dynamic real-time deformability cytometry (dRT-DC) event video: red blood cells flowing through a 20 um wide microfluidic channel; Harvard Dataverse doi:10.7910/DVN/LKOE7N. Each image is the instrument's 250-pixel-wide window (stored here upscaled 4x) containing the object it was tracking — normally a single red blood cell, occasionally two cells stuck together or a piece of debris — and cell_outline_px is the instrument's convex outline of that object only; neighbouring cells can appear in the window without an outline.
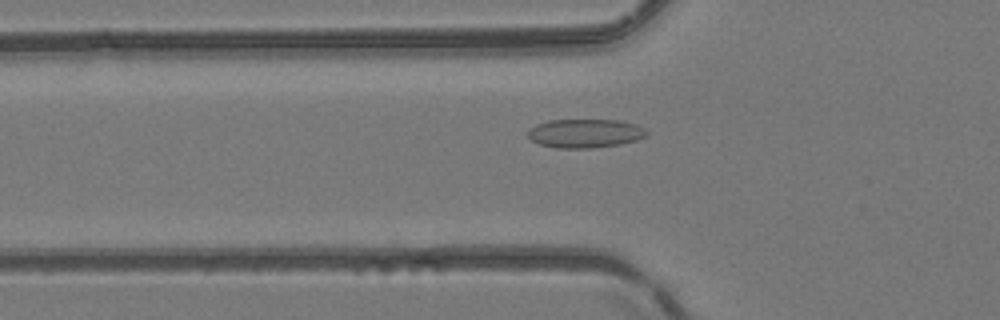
{"species": "common noctule bat (a hibernating species)", "species_latin": "Nyctalus noctula", "temperature_condition": "room temperature", "stored_images_in_passage": 36, "camera_frame_rate_fps": 3000, "um_per_image_px": 0.085, "animal": {"sex": "female", "body_mass_g": 24.6, "forearm_length_mm": 56.2}, "frame": {"image": 1, "passage_image": 3, "time_ms": 0.667, "image_size_px": [1000, 320], "cell_outline_px": [[648, 132], [644, 136], [636, 140], [620, 144], [592, 148], [556, 148], [540, 144], [532, 140], [524, 132], [528, 128], [536, 124], [548, 120], [620, 120], [636, 124], [644, 128]], "centroid_in_image_um": [49.68, 11.33], "position_along_channel_um": 76.1, "area_um2": 20.06}}
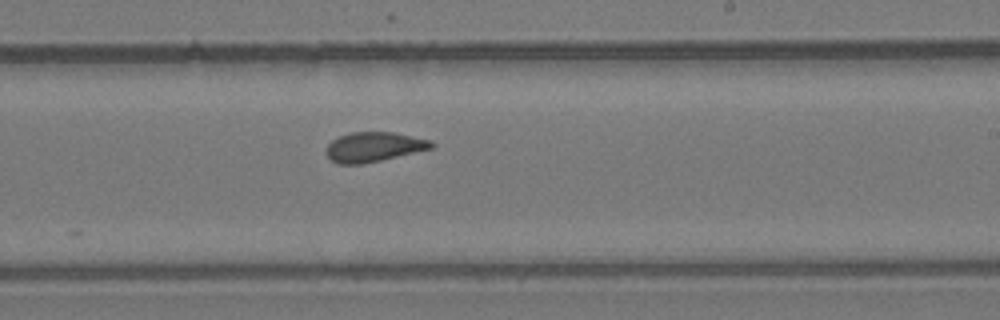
{"frame": {"image": 2, "passage_image": 16, "time_ms": 5.0, "image_size_px": [1000, 320], "cell_outline_px": [[436, 144], [432, 148], [364, 164], [336, 164], [328, 156], [324, 148], [332, 140], [340, 136], [352, 132], [396, 132], [432, 140]], "centroid_in_image_um": [31.78, 12.48], "position_along_channel_um": 257.2, "area_um2": 18.32}}
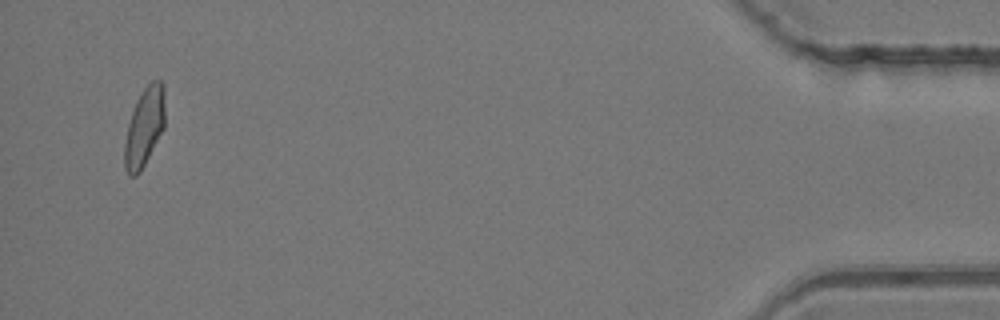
{"frame": {"image": 3, "passage_image": 34, "time_ms": 11.0, "image_size_px": [1000, 320], "cell_outline_px": [[164, 128], [140, 172], [136, 176], [128, 176], [124, 168], [124, 144], [128, 124], [136, 100], [144, 88], [152, 80], [160, 80], [164, 84]], "centroid_in_image_um": [12.26, 10.81], "position_along_channel_um": 422.9, "area_um2": 18.55}, "authors_computed_cell_mechanics": {"area_um2": 18.5538, "velocity_mm_per_s": 4.1561, "shape_relaxation_time_tau1_ms": null, "shape_relaxation_time_tau2_ms": 1.7757, "deformation_change_tau1": null, "deformation_change_tau2": 0.0758}}